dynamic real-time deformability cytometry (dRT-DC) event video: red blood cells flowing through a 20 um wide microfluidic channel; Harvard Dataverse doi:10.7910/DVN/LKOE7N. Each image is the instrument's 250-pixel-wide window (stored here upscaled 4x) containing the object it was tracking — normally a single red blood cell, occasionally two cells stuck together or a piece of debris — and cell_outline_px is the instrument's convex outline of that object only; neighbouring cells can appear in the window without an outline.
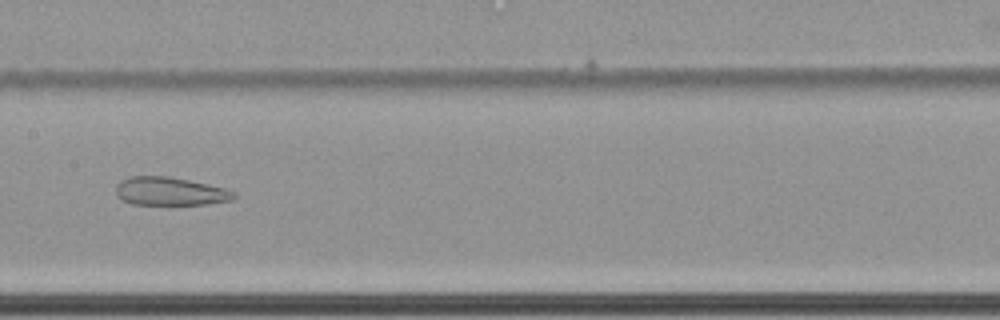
{"species": "common noctule bat (a hibernating species)", "species_latin": "Nyctalus noctula", "temperature_condition": "cold", "stored_images_in_passage": 64, "camera_frame_rate_fps": 3000, "um_per_image_px": 0.085, "animal": {"sex": "female", "body_mass_g": 22.7, "forearm_length_mm": 54.2}, "frame": {"image": 1, "passage_image": 36, "time_ms": 11.667, "image_size_px": [1000, 320], "cell_outline_px": [[236, 196], [232, 200], [204, 204], [132, 204], [120, 200], [116, 196], [116, 184], [120, 180], [132, 176], [168, 176], [188, 180], [224, 188], [236, 192]], "centroid_in_image_um": [14.4, 16.26], "position_along_channel_um": 193.0, "area_um2": 19.42}}
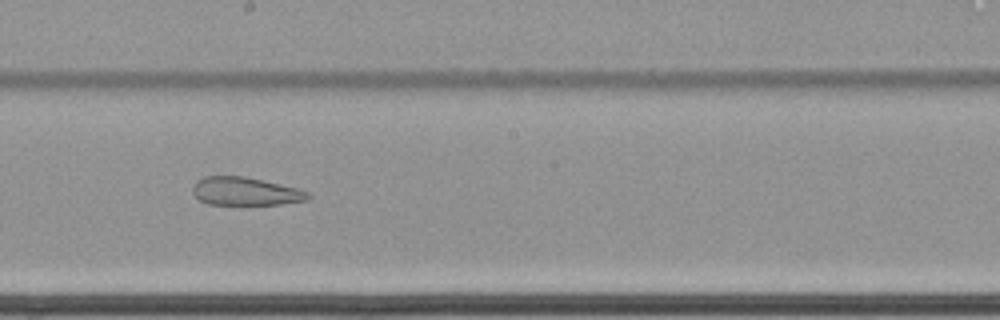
{"frame": {"image": 2, "passage_image": 39, "time_ms": 12.667, "image_size_px": [1000, 320], "cell_outline_px": [[312, 196], [308, 200], [280, 204], [208, 204], [200, 200], [192, 192], [192, 188], [196, 180], [204, 176], [244, 176], [296, 188], [312, 192]], "centroid_in_image_um": [20.87, 16.26], "position_along_channel_um": 227.3, "area_um2": 18.9}}
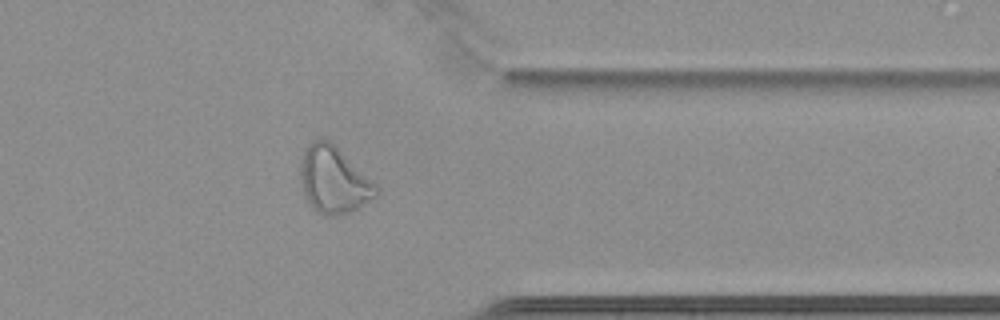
{"frame": {"image": 3, "passage_image": 53, "time_ms": 17.333, "image_size_px": [1000, 320], "cell_outline_px": [[380, 192], [376, 196], [352, 212], [336, 216], [328, 216], [316, 212], [304, 196], [300, 180], [300, 164], [304, 152], [312, 140], [328, 140], [376, 184]], "centroid_in_image_um": [28.35, 15.35], "position_along_channel_um": 383.1, "area_um2": 29.07}}